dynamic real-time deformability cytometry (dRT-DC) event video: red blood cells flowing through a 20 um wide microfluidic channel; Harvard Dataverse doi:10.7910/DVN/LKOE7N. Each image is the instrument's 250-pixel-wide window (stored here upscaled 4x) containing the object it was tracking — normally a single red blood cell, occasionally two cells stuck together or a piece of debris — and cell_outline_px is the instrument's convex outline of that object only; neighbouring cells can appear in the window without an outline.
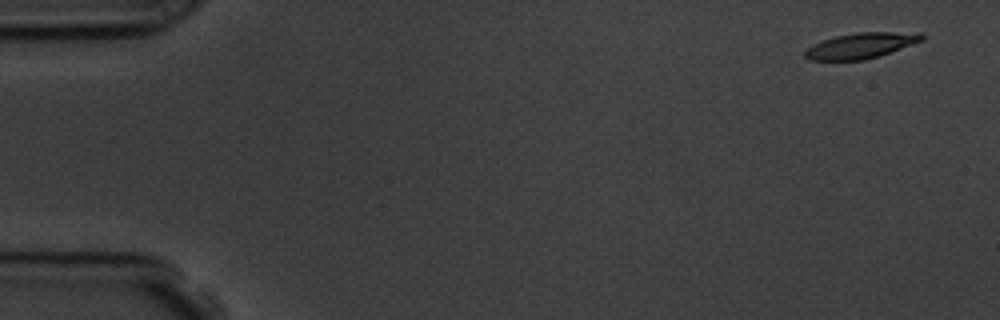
{"species": "common noctule bat (a hibernating species)", "species_latin": "Nyctalus noctula", "temperature_condition": "room temperature", "stored_images_in_passage": 6, "segment_of_instrument_passage": [1, 2], "camera_frame_rate_fps": 3000, "um_per_image_px": 0.085, "animal": {"sex": "male", "body_mass_g": 19.5, "forearm_length_mm": 54.6}, "frame": {"image": 1, "passage_image": 1, "time_ms": 0.0, "image_size_px": [1000, 320], "cell_outline_px": [[924, 40], [880, 56], [864, 60], [808, 60], [804, 56], [804, 52], [812, 44], [836, 36], [856, 32], [924, 32]], "centroid_in_image_um": [73.22, 3.87], "position_along_channel_um": 11.8, "area_um2": 17.57}}